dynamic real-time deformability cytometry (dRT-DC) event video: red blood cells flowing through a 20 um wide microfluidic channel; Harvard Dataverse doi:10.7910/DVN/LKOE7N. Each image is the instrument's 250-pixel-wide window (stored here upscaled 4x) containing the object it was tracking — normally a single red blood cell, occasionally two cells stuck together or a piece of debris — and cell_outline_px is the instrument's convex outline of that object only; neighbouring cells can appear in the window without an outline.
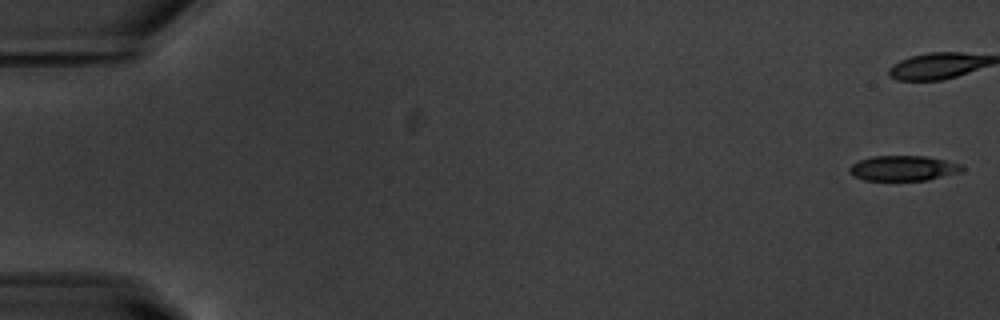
{"species": "common noctule bat (a hibernating species)", "species_latin": "Nyctalus noctula", "temperature_condition": "warm", "stored_images_in_passage": 44, "camera_frame_rate_fps": 3000, "um_per_image_px": 0.085, "animal": {"sex": "male", "body_mass_g": 20.1, "forearm_length_mm": 53.5}, "frame": {"image": 1, "passage_image": 1, "time_ms": 0.0, "image_size_px": [1000, 320], "cell_outline_px": [[964, 168], [960, 172], [928, 180], [864, 180], [856, 176], [848, 168], [852, 164], [860, 160], [872, 156], [924, 156], [944, 160], [960, 164]], "centroid_in_image_um": [76.79, 14.29], "position_along_channel_um": 8.2, "area_um2": 16.24}}